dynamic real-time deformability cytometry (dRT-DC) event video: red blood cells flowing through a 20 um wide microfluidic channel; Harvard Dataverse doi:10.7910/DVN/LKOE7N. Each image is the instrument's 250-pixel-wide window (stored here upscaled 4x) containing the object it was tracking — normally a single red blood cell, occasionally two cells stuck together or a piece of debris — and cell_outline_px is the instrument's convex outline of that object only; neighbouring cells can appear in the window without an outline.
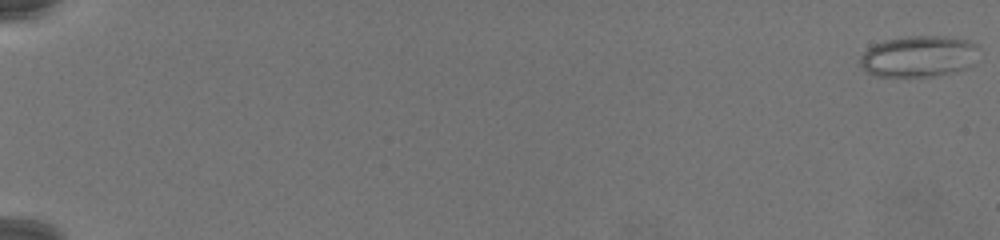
{"species": "common noctule bat (a hibernating species)", "species_latin": "Nyctalus noctula", "temperature_condition": "warm", "stored_images_in_passage": 77, "camera_frame_rate_fps": 3000, "um_per_image_px": 0.085, "animal": {"sex": "female", "body_mass_g": 19.5, "forearm_length_mm": 54.1}, "frame": {"image": 1, "passage_image": 1, "time_ms": 0.0, "image_size_px": [1000, 240], "cell_outline_px": [[980, 48], [968, 68], [952, 72], [932, 76], [876, 76], [868, 72], [860, 64], [860, 56], [868, 48], [884, 40], [908, 36], [944, 36], [968, 40], [980, 44]], "centroid_in_image_um": [78.12, 4.77], "position_along_channel_um": 6.9, "area_um2": 28.5}}
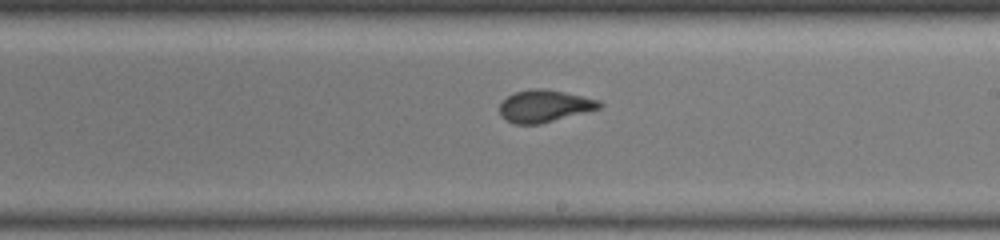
{"frame": {"image": 2, "passage_image": 49, "time_ms": 16.0, "image_size_px": [1000, 240], "cell_outline_px": [[604, 104], [600, 108], [540, 124], [512, 124], [500, 116], [500, 104], [508, 96], [516, 92], [532, 88], [544, 88], [564, 92], [600, 100]], "centroid_in_image_um": [46.27, 9.01], "position_along_channel_um": 242.7, "area_um2": 18.67}}
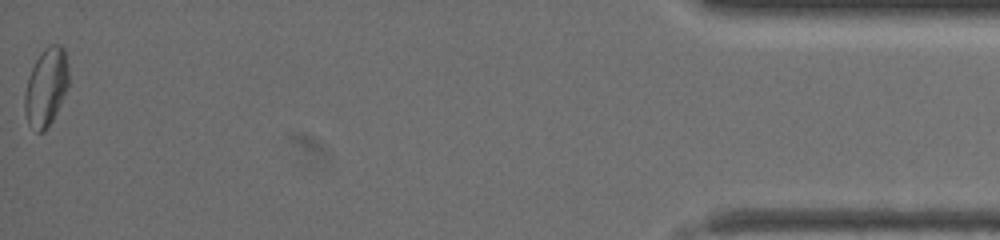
{"frame": {"image": 3, "passage_image": 77, "time_ms": 25.333, "image_size_px": [1000, 240], "cell_outline_px": [[68, 88], [48, 128], [44, 132], [36, 132], [28, 124], [24, 112], [24, 92], [28, 76], [36, 60], [44, 48], [48, 44], [60, 44], [64, 48], [68, 64]], "centroid_in_image_um": [3.91, 7.41], "position_along_channel_um": 431.3, "area_um2": 20.23}}